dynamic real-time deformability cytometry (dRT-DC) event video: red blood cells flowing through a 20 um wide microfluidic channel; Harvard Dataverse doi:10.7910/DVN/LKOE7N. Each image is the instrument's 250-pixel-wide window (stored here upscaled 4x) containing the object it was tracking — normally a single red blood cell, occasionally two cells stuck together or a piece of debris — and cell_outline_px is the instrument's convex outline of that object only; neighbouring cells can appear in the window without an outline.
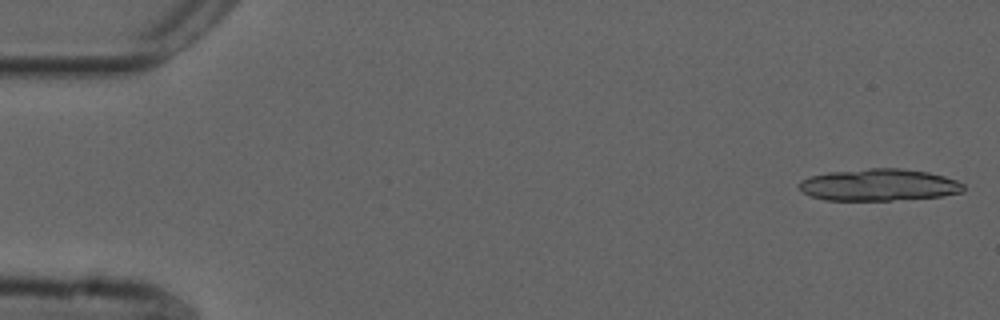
{"species": "common noctule bat (a hibernating species)", "species_latin": "Nyctalus noctula", "temperature_condition": "cold", "stored_images_in_passage": 16, "camera_frame_rate_fps": 3000, "um_per_image_px": 0.085, "animal": {"sex": "male", "forearm_length_mm": 52.5}, "frame": {"image": 1, "passage_image": 1, "time_ms": 0.0, "image_size_px": [1000, 320], "cell_outline_px": [[964, 192], [940, 196], [888, 200], [824, 200], [812, 196], [804, 192], [800, 188], [800, 180], [812, 176], [828, 172], [868, 168], [904, 168], [928, 172], [944, 176], [956, 180], [964, 184]], "centroid_in_image_um": [74.73, 15.7], "position_along_channel_um": 10.3, "area_um2": 30.46}}